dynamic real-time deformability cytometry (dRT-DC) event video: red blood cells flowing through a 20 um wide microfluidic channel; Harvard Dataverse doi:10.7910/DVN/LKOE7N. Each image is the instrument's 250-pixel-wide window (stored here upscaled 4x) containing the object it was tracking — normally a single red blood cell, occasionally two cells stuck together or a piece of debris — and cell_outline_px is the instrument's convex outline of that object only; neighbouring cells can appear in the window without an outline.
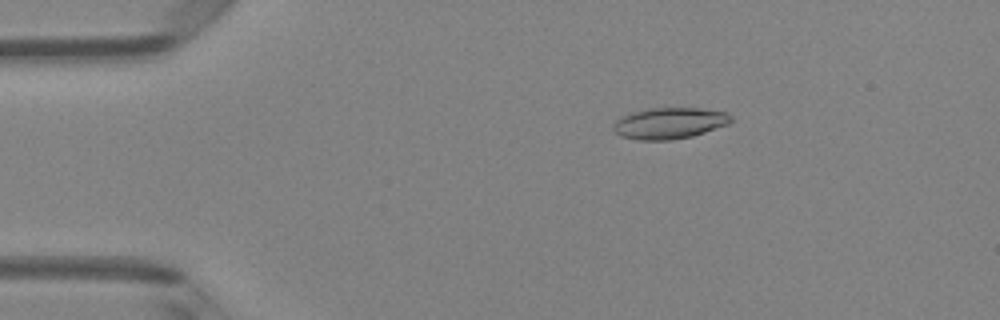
{"species": "Egyptian fruit bat (a non-hibernating species)", "species_latin": "Rousettus aegyptiacus", "temperature_condition": "room temperature", "stored_images_in_passage": 4, "camera_frame_rate_fps": 3000, "um_per_image_px": 0.085, "animal": {"sex": "female"}, "frame": {"image": 1, "passage_image": 3, "time_ms": 2.333, "image_size_px": [1000, 320], "cell_outline_px": [[732, 120], [728, 124], [692, 136], [672, 140], [636, 140], [620, 136], [612, 128], [612, 124], [620, 116], [632, 112], [648, 108], [700, 108], [728, 112], [732, 116]], "centroid_in_image_um": [56.87, 10.47], "position_along_channel_um": 28.1, "area_um2": 21.62}}